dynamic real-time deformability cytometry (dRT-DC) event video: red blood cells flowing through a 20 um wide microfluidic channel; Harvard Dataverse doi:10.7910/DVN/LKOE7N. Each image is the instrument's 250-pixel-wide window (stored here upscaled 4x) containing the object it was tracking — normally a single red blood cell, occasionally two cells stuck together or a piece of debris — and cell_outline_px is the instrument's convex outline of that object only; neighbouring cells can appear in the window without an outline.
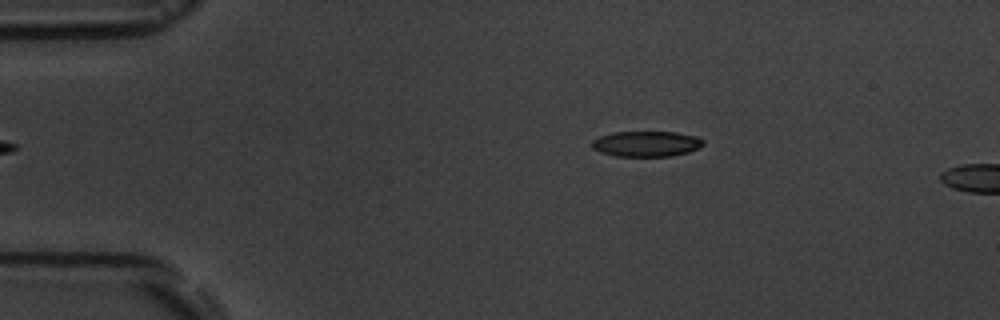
{"species": "common noctule bat (a hibernating species)", "species_latin": "Nyctalus noctula", "temperature_condition": "room temperature", "stored_images_in_passage": 4, "camera_frame_rate_fps": 3000, "um_per_image_px": 0.085, "animal": {"sex": "male", "body_mass_g": 19.5, "forearm_length_mm": 54.6}, "frame": {"image": 1, "passage_image": 3, "time_ms": 2.333, "image_size_px": [1000, 320], "cell_outline_px": [[704, 144], [700, 148], [688, 152], [672, 156], [616, 156], [600, 152], [592, 148], [592, 140], [600, 136], [612, 132], [676, 132], [696, 136], [704, 140]], "centroid_in_image_um": [54.96, 12.22], "position_along_channel_um": 30.0, "area_um2": 16.65}}